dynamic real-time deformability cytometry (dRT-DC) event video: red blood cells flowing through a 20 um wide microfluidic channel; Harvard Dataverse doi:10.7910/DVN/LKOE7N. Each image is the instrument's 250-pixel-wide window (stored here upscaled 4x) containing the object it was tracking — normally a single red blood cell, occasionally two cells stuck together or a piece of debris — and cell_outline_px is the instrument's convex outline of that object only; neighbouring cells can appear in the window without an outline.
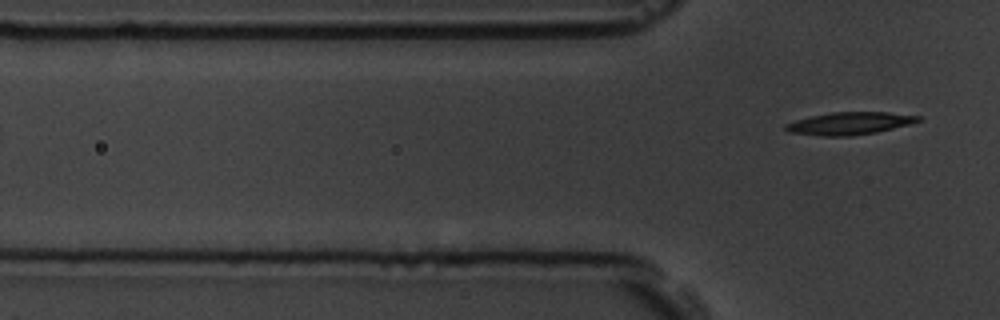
{"species": "common noctule bat (a hibernating species)", "species_latin": "Nyctalus noctula", "temperature_condition": "room temperature", "stored_images_in_passage": 7, "segment_of_instrument_passage": [2, 2], "camera_frame_rate_fps": 3000, "um_per_image_px": 0.085, "animal": {"sex": "male", "body_mass_g": 19.5, "forearm_length_mm": 54.6}, "frame": {"image": 1, "passage_image": 7, "time_ms": 7.667, "image_size_px": [1000, 320], "cell_outline_px": [[920, 120], [908, 124], [876, 132], [852, 136], [820, 136], [788, 132], [784, 128], [784, 124], [796, 120], [812, 116], [832, 112], [888, 112], [920, 116]], "centroid_in_image_um": [72.16, 10.49], "position_along_channel_um": 53.6, "area_um2": 17.22}}